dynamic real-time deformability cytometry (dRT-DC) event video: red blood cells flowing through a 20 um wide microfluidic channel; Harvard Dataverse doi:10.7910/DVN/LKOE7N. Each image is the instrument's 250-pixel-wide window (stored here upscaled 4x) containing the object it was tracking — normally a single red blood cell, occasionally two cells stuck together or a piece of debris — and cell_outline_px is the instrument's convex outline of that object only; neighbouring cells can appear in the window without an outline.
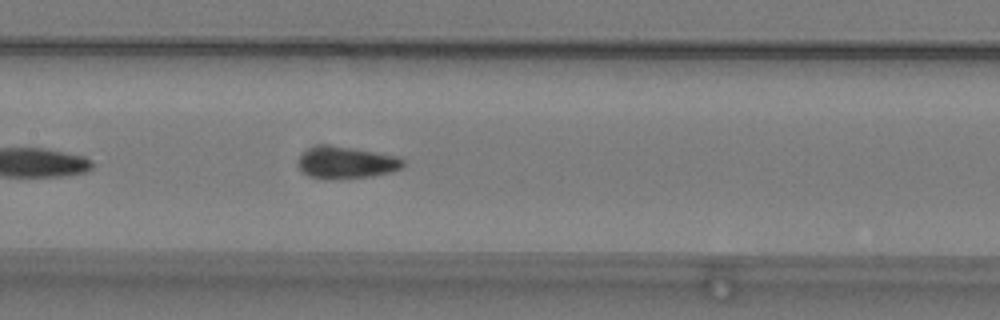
{"species": "common noctule bat (a hibernating species)", "species_latin": "Nyctalus noctula", "temperature_condition": "warm", "stored_images_in_passage": 39, "camera_frame_rate_fps": 3000, "um_per_image_px": 0.085, "animal": {"sex": "male", "body_mass_g": 19.2, "forearm_length_mm": 51.8}, "frame": {"image": 1, "passage_image": 12, "time_ms": 3.667, "image_size_px": [1000, 320], "cell_outline_px": [[404, 164], [400, 168], [388, 172], [372, 176], [336, 180], [328, 180], [312, 176], [304, 172], [300, 168], [300, 156], [304, 152], [320, 144], [328, 144], [352, 148], [396, 156], [404, 160]], "centroid_in_image_um": [29.43, 13.83], "position_along_channel_um": 178.0, "area_um2": 19.25}}
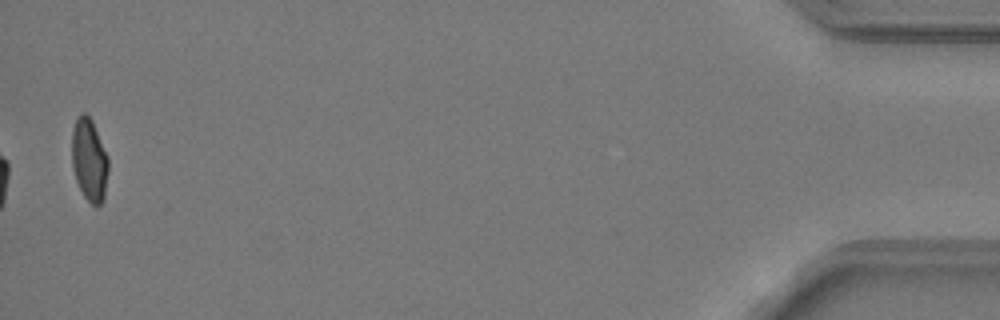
{"frame": {"image": 2, "passage_image": 39, "time_ms": 12.667, "image_size_px": [1000, 320], "cell_outline_px": [[108, 172], [104, 200], [100, 204], [92, 204], [84, 196], [76, 180], [72, 168], [72, 128], [80, 112], [84, 112], [92, 120], [108, 156]], "centroid_in_image_um": [7.59, 13.57], "position_along_channel_um": 427.6, "area_um2": 17.63}, "authors_computed_cell_mechanics": {"area_um2": 18.6694, "velocity_mm_per_s": 3.8337, "shape_relaxation_time_tau1_ms": null, "shape_relaxation_time_tau2_ms": 1.08, "deformation_change_tau1": null, "deformation_change_tau2": 0.0497}}